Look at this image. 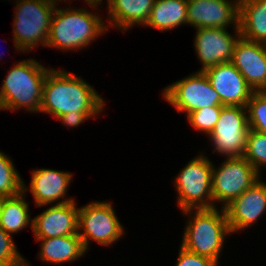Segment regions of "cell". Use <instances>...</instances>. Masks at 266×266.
<instances>
[{
	"mask_svg": "<svg viewBox=\"0 0 266 266\" xmlns=\"http://www.w3.org/2000/svg\"><path fill=\"white\" fill-rule=\"evenodd\" d=\"M28 190L24 184L22 193L14 197L3 198L0 211V227L8 234L20 232L23 228L31 223L28 203H26L24 193Z\"/></svg>",
	"mask_w": 266,
	"mask_h": 266,
	"instance_id": "22",
	"label": "cell"
},
{
	"mask_svg": "<svg viewBox=\"0 0 266 266\" xmlns=\"http://www.w3.org/2000/svg\"><path fill=\"white\" fill-rule=\"evenodd\" d=\"M0 266H30L17 251L12 236L0 227Z\"/></svg>",
	"mask_w": 266,
	"mask_h": 266,
	"instance_id": "27",
	"label": "cell"
},
{
	"mask_svg": "<svg viewBox=\"0 0 266 266\" xmlns=\"http://www.w3.org/2000/svg\"><path fill=\"white\" fill-rule=\"evenodd\" d=\"M88 116L84 112H71L68 114H63L59 116L57 119L61 120L62 123L71 127H76L84 120H88Z\"/></svg>",
	"mask_w": 266,
	"mask_h": 266,
	"instance_id": "29",
	"label": "cell"
},
{
	"mask_svg": "<svg viewBox=\"0 0 266 266\" xmlns=\"http://www.w3.org/2000/svg\"><path fill=\"white\" fill-rule=\"evenodd\" d=\"M246 109L250 129L266 134V91H254Z\"/></svg>",
	"mask_w": 266,
	"mask_h": 266,
	"instance_id": "24",
	"label": "cell"
},
{
	"mask_svg": "<svg viewBox=\"0 0 266 266\" xmlns=\"http://www.w3.org/2000/svg\"><path fill=\"white\" fill-rule=\"evenodd\" d=\"M53 15L46 45L50 48L55 47L64 51L87 47L86 45H90V42L100 34L106 33L108 28L101 17L83 8L56 7Z\"/></svg>",
	"mask_w": 266,
	"mask_h": 266,
	"instance_id": "3",
	"label": "cell"
},
{
	"mask_svg": "<svg viewBox=\"0 0 266 266\" xmlns=\"http://www.w3.org/2000/svg\"><path fill=\"white\" fill-rule=\"evenodd\" d=\"M221 110L222 107H204L189 113L187 118L196 130L209 135L219 120Z\"/></svg>",
	"mask_w": 266,
	"mask_h": 266,
	"instance_id": "26",
	"label": "cell"
},
{
	"mask_svg": "<svg viewBox=\"0 0 266 266\" xmlns=\"http://www.w3.org/2000/svg\"><path fill=\"white\" fill-rule=\"evenodd\" d=\"M37 240L41 241L39 256L45 262L55 264L73 262L86 253L78 234Z\"/></svg>",
	"mask_w": 266,
	"mask_h": 266,
	"instance_id": "20",
	"label": "cell"
},
{
	"mask_svg": "<svg viewBox=\"0 0 266 266\" xmlns=\"http://www.w3.org/2000/svg\"><path fill=\"white\" fill-rule=\"evenodd\" d=\"M241 37L266 44V0H239Z\"/></svg>",
	"mask_w": 266,
	"mask_h": 266,
	"instance_id": "19",
	"label": "cell"
},
{
	"mask_svg": "<svg viewBox=\"0 0 266 266\" xmlns=\"http://www.w3.org/2000/svg\"><path fill=\"white\" fill-rule=\"evenodd\" d=\"M44 1L50 2V3L54 4V5H58L57 2L62 1V0H44ZM63 1H64V0H63ZM56 3H57V4H56Z\"/></svg>",
	"mask_w": 266,
	"mask_h": 266,
	"instance_id": "31",
	"label": "cell"
},
{
	"mask_svg": "<svg viewBox=\"0 0 266 266\" xmlns=\"http://www.w3.org/2000/svg\"><path fill=\"white\" fill-rule=\"evenodd\" d=\"M258 172L266 165V134L249 130L243 156Z\"/></svg>",
	"mask_w": 266,
	"mask_h": 266,
	"instance_id": "25",
	"label": "cell"
},
{
	"mask_svg": "<svg viewBox=\"0 0 266 266\" xmlns=\"http://www.w3.org/2000/svg\"><path fill=\"white\" fill-rule=\"evenodd\" d=\"M123 230L110 202L94 201L79 208L78 235L85 250L90 240L104 246L112 245L123 235Z\"/></svg>",
	"mask_w": 266,
	"mask_h": 266,
	"instance_id": "7",
	"label": "cell"
},
{
	"mask_svg": "<svg viewBox=\"0 0 266 266\" xmlns=\"http://www.w3.org/2000/svg\"><path fill=\"white\" fill-rule=\"evenodd\" d=\"M7 73L0 90V109L40 112L43 84L50 69L34 59L19 62Z\"/></svg>",
	"mask_w": 266,
	"mask_h": 266,
	"instance_id": "2",
	"label": "cell"
},
{
	"mask_svg": "<svg viewBox=\"0 0 266 266\" xmlns=\"http://www.w3.org/2000/svg\"><path fill=\"white\" fill-rule=\"evenodd\" d=\"M74 199H64L32 219L36 239L78 234V212Z\"/></svg>",
	"mask_w": 266,
	"mask_h": 266,
	"instance_id": "12",
	"label": "cell"
},
{
	"mask_svg": "<svg viewBox=\"0 0 266 266\" xmlns=\"http://www.w3.org/2000/svg\"><path fill=\"white\" fill-rule=\"evenodd\" d=\"M84 1H86V3L88 2L87 4H89V6H91V8L93 7L94 9H97L96 7L102 2V0H84Z\"/></svg>",
	"mask_w": 266,
	"mask_h": 266,
	"instance_id": "30",
	"label": "cell"
},
{
	"mask_svg": "<svg viewBox=\"0 0 266 266\" xmlns=\"http://www.w3.org/2000/svg\"><path fill=\"white\" fill-rule=\"evenodd\" d=\"M245 112L247 113V109L243 106L222 107L219 120L209 134L214 152L227 158L244 156L250 130Z\"/></svg>",
	"mask_w": 266,
	"mask_h": 266,
	"instance_id": "10",
	"label": "cell"
},
{
	"mask_svg": "<svg viewBox=\"0 0 266 266\" xmlns=\"http://www.w3.org/2000/svg\"><path fill=\"white\" fill-rule=\"evenodd\" d=\"M155 0H107L109 25L120 30L146 25Z\"/></svg>",
	"mask_w": 266,
	"mask_h": 266,
	"instance_id": "18",
	"label": "cell"
},
{
	"mask_svg": "<svg viewBox=\"0 0 266 266\" xmlns=\"http://www.w3.org/2000/svg\"><path fill=\"white\" fill-rule=\"evenodd\" d=\"M3 200V197H0V211H1V202Z\"/></svg>",
	"mask_w": 266,
	"mask_h": 266,
	"instance_id": "32",
	"label": "cell"
},
{
	"mask_svg": "<svg viewBox=\"0 0 266 266\" xmlns=\"http://www.w3.org/2000/svg\"><path fill=\"white\" fill-rule=\"evenodd\" d=\"M234 28V37L225 28H196L194 46L202 64L199 71L204 72L215 65L231 62L235 43L241 36L239 27Z\"/></svg>",
	"mask_w": 266,
	"mask_h": 266,
	"instance_id": "11",
	"label": "cell"
},
{
	"mask_svg": "<svg viewBox=\"0 0 266 266\" xmlns=\"http://www.w3.org/2000/svg\"><path fill=\"white\" fill-rule=\"evenodd\" d=\"M9 156L0 152V197H14L24 190V182Z\"/></svg>",
	"mask_w": 266,
	"mask_h": 266,
	"instance_id": "23",
	"label": "cell"
},
{
	"mask_svg": "<svg viewBox=\"0 0 266 266\" xmlns=\"http://www.w3.org/2000/svg\"><path fill=\"white\" fill-rule=\"evenodd\" d=\"M13 39L19 51L28 52L38 43L47 45L51 18L56 5L44 0H17Z\"/></svg>",
	"mask_w": 266,
	"mask_h": 266,
	"instance_id": "5",
	"label": "cell"
},
{
	"mask_svg": "<svg viewBox=\"0 0 266 266\" xmlns=\"http://www.w3.org/2000/svg\"><path fill=\"white\" fill-rule=\"evenodd\" d=\"M72 174L53 169L33 170L30 191L37 206L55 203L68 191Z\"/></svg>",
	"mask_w": 266,
	"mask_h": 266,
	"instance_id": "17",
	"label": "cell"
},
{
	"mask_svg": "<svg viewBox=\"0 0 266 266\" xmlns=\"http://www.w3.org/2000/svg\"><path fill=\"white\" fill-rule=\"evenodd\" d=\"M212 165L208 158L199 155L176 177L178 205L184 214L191 215L194 209L216 207L212 197Z\"/></svg>",
	"mask_w": 266,
	"mask_h": 266,
	"instance_id": "6",
	"label": "cell"
},
{
	"mask_svg": "<svg viewBox=\"0 0 266 266\" xmlns=\"http://www.w3.org/2000/svg\"><path fill=\"white\" fill-rule=\"evenodd\" d=\"M218 262L202 255L187 251L180 246L176 266H217Z\"/></svg>",
	"mask_w": 266,
	"mask_h": 266,
	"instance_id": "28",
	"label": "cell"
},
{
	"mask_svg": "<svg viewBox=\"0 0 266 266\" xmlns=\"http://www.w3.org/2000/svg\"><path fill=\"white\" fill-rule=\"evenodd\" d=\"M204 73L219 94L223 106L246 107L254 91L231 62L210 67Z\"/></svg>",
	"mask_w": 266,
	"mask_h": 266,
	"instance_id": "14",
	"label": "cell"
},
{
	"mask_svg": "<svg viewBox=\"0 0 266 266\" xmlns=\"http://www.w3.org/2000/svg\"><path fill=\"white\" fill-rule=\"evenodd\" d=\"M105 101L82 78L66 71L50 69L43 84L40 112L58 118L71 112H84L89 118L104 109Z\"/></svg>",
	"mask_w": 266,
	"mask_h": 266,
	"instance_id": "1",
	"label": "cell"
},
{
	"mask_svg": "<svg viewBox=\"0 0 266 266\" xmlns=\"http://www.w3.org/2000/svg\"><path fill=\"white\" fill-rule=\"evenodd\" d=\"M186 23L187 0H155L146 26L167 31Z\"/></svg>",
	"mask_w": 266,
	"mask_h": 266,
	"instance_id": "21",
	"label": "cell"
},
{
	"mask_svg": "<svg viewBox=\"0 0 266 266\" xmlns=\"http://www.w3.org/2000/svg\"><path fill=\"white\" fill-rule=\"evenodd\" d=\"M231 63L253 91H266V45L239 37Z\"/></svg>",
	"mask_w": 266,
	"mask_h": 266,
	"instance_id": "15",
	"label": "cell"
},
{
	"mask_svg": "<svg viewBox=\"0 0 266 266\" xmlns=\"http://www.w3.org/2000/svg\"><path fill=\"white\" fill-rule=\"evenodd\" d=\"M220 211L216 207L195 209L185 228L181 246L218 262L225 235L231 233L225 209Z\"/></svg>",
	"mask_w": 266,
	"mask_h": 266,
	"instance_id": "4",
	"label": "cell"
},
{
	"mask_svg": "<svg viewBox=\"0 0 266 266\" xmlns=\"http://www.w3.org/2000/svg\"><path fill=\"white\" fill-rule=\"evenodd\" d=\"M224 209L231 233L251 226L266 211V183L259 179Z\"/></svg>",
	"mask_w": 266,
	"mask_h": 266,
	"instance_id": "16",
	"label": "cell"
},
{
	"mask_svg": "<svg viewBox=\"0 0 266 266\" xmlns=\"http://www.w3.org/2000/svg\"><path fill=\"white\" fill-rule=\"evenodd\" d=\"M187 19L195 28L239 27V0H187Z\"/></svg>",
	"mask_w": 266,
	"mask_h": 266,
	"instance_id": "13",
	"label": "cell"
},
{
	"mask_svg": "<svg viewBox=\"0 0 266 266\" xmlns=\"http://www.w3.org/2000/svg\"><path fill=\"white\" fill-rule=\"evenodd\" d=\"M163 96L178 113L186 112L187 115L204 107H223L219 94L203 71L168 85Z\"/></svg>",
	"mask_w": 266,
	"mask_h": 266,
	"instance_id": "9",
	"label": "cell"
},
{
	"mask_svg": "<svg viewBox=\"0 0 266 266\" xmlns=\"http://www.w3.org/2000/svg\"><path fill=\"white\" fill-rule=\"evenodd\" d=\"M217 169L212 165V197L223 209L259 180V172L242 156L226 158Z\"/></svg>",
	"mask_w": 266,
	"mask_h": 266,
	"instance_id": "8",
	"label": "cell"
}]
</instances>
